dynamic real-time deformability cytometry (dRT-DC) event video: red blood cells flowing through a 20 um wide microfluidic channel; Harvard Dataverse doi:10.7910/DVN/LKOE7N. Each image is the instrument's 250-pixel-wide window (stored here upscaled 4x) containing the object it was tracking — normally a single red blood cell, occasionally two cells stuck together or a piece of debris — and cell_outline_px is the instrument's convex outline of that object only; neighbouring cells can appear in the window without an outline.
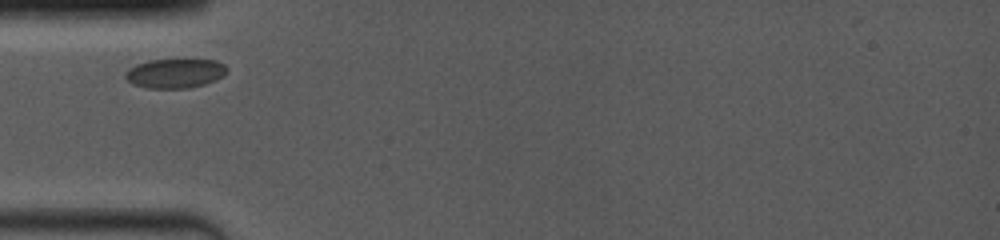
{"species": "common noctule bat (a hibernating species)", "species_latin": "Nyctalus noctula", "temperature_condition": "room temperature", "stored_images_in_passage": 2, "camera_frame_rate_fps": 4000, "um_per_image_px": 0.085, "animal": {"sex": "female", "body_mass_g": 19.0, "forearm_length_mm": 53.3}, "frame": {"image": 1, "passage_image": 1, "time_ms": 0.0, "image_size_px": [1000, 240], "cell_outline_px": [[228, 68], [216, 80], [204, 84], [188, 88], [144, 88], [132, 84], [124, 76], [124, 72], [128, 68], [136, 64], [148, 60], [184, 56], [216, 60], [224, 64]], "centroid_in_image_um": [14.86, 6.17], "position_along_channel_um": 70.1, "area_um2": 18.32}}